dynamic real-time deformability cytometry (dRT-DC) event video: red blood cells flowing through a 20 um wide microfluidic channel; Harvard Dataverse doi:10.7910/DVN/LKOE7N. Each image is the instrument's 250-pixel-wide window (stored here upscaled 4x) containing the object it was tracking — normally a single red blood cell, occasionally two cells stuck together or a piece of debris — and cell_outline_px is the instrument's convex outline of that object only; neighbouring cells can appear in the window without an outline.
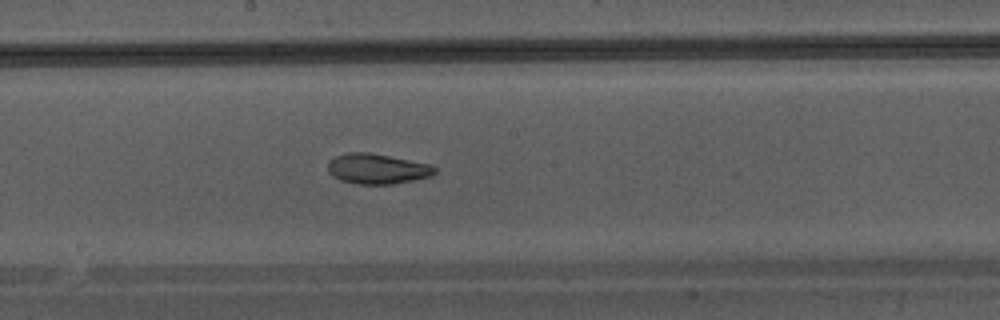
{"species": "Egyptian fruit bat (a non-hibernating species)", "species_latin": "Rousettus aegyptiacus", "temperature_condition": "warm", "stored_images_in_passage": 37, "camera_frame_rate_fps": 3000, "um_per_image_px": 0.085, "animal": {"sex": "male"}, "frame": {"image": 1, "passage_image": 16, "time_ms": 5.0, "image_size_px": [1000, 320], "cell_outline_px": [[436, 172], [428, 176], [412, 180], [392, 184], [356, 184], [340, 180], [332, 176], [328, 172], [328, 164], [336, 156], [348, 152], [368, 152], [432, 164], [436, 168]], "centroid_in_image_um": [32.05, 14.35], "position_along_channel_um": 216.2, "area_um2": 18.73}}